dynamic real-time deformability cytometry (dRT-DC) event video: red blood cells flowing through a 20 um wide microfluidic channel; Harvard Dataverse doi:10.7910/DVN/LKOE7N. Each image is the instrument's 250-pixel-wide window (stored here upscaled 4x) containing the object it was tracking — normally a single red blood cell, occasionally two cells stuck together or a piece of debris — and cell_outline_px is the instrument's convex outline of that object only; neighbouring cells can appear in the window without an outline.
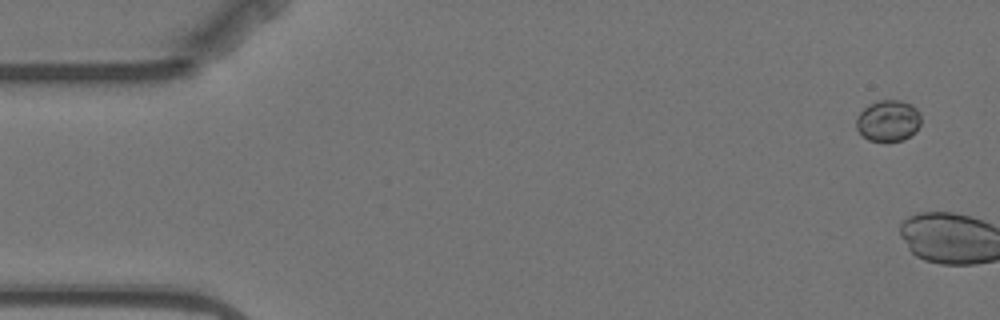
{"species": "Egyptian fruit bat (a non-hibernating species)", "species_latin": "Rousettus aegyptiacus", "temperature_condition": "warm", "stored_images_in_passage": 4, "camera_frame_rate_fps": 3000, "um_per_image_px": 0.085, "animal": {"sex": "female"}, "frame": {"image": 1, "passage_image": 1, "time_ms": 0.0, "image_size_px": [1000, 320], "cell_outline_px": [[920, 124], [916, 132], [904, 140], [884, 144], [868, 140], [856, 128], [856, 116], [868, 104], [876, 100], [900, 100], [912, 104], [920, 112]], "centroid_in_image_um": [75.5, 10.29], "position_along_channel_um": 9.5, "area_um2": 16.18}}